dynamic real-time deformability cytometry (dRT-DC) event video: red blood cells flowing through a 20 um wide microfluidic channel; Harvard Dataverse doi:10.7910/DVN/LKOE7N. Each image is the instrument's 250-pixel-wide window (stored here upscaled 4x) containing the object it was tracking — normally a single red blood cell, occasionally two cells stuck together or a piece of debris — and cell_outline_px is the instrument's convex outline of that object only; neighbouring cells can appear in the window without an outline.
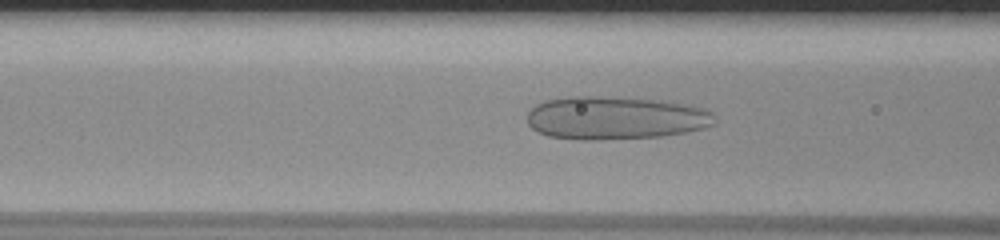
{"species": "human", "species_latin": "Homo sapiens", "temperature_condition": "room temperature", "stored_images_in_passage": 56, "camera_frame_rate_fps": 3000, "um_per_image_px": 0.085, "donor": {"sex": "male"}, "frame": {"image": 1, "passage_image": 23, "time_ms": 7.333, "image_size_px": [1000, 240], "cell_outline_px": [[712, 124], [704, 128], [688, 132], [660, 136], [596, 140], [580, 140], [548, 136], [532, 128], [528, 124], [528, 112], [536, 104], [548, 100], [576, 96], [588, 96], [652, 100], [680, 104], [700, 108], [708, 112], [712, 116]], "centroid_in_image_um": [52.22, 10.05], "position_along_channel_um": 114.4, "area_um2": 46.07}}
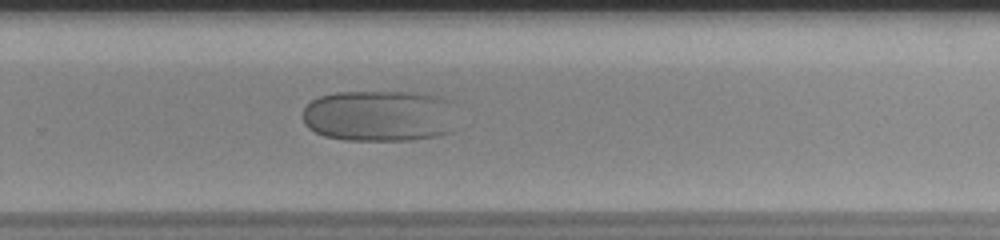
{"frame": {"image": 2, "passage_image": 38, "time_ms": 12.333, "image_size_px": [1000, 240], "cell_outline_px": [[452, 132], [436, 136], [412, 140], [344, 140], [324, 136], [308, 128], [304, 124], [304, 108], [312, 100], [320, 96], [336, 92], [404, 92], [432, 96], [444, 100]], "centroid_in_image_um": [32.08, 9.87], "position_along_channel_um": 297.7, "area_um2": 45.08}}
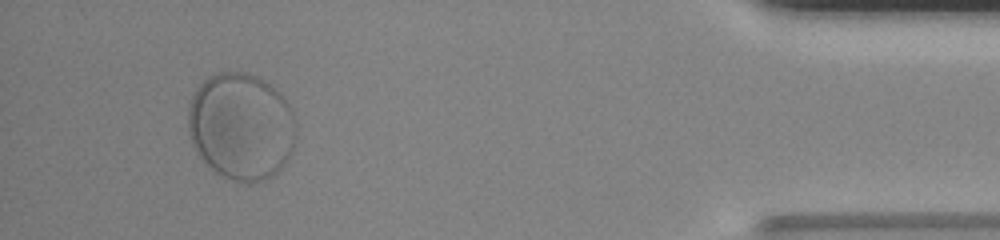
{"frame": {"image": 3, "passage_image": 52, "time_ms": 17.0, "image_size_px": [1000, 240], "cell_outline_px": [[292, 144], [288, 156], [280, 168], [272, 176], [264, 180], [248, 184], [224, 176], [216, 172], [200, 156], [192, 140], [188, 124], [188, 108], [192, 96], [196, 88], [208, 76], [220, 72], [240, 72], [252, 76], [268, 84], [284, 100], [288, 108]], "centroid_in_image_um": [20.4, 10.75], "position_along_channel_um": 414.8, "area_um2": 65.08}}